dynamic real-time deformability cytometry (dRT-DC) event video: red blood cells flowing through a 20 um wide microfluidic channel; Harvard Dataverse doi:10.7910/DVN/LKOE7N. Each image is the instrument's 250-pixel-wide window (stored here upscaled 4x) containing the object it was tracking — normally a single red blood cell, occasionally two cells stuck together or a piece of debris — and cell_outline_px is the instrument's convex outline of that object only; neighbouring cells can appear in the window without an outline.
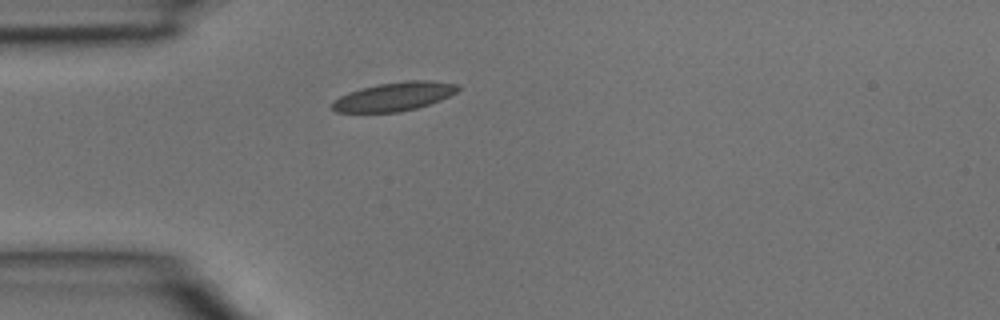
{"species": "common noctule bat (a hibernating species)", "species_latin": "Nyctalus noctula", "temperature_condition": "room temperature", "stored_images_in_passage": 1, "camera_frame_rate_fps": 3000, "um_per_image_px": 0.085, "animal": {"sex": "male", "body_mass_g": 15.6}, "frame": {"image": 1, "passage_image": 1, "time_ms": 0.0, "image_size_px": [1000, 320], "cell_outline_px": [[460, 88], [456, 92], [440, 100], [416, 108], [400, 112], [336, 112], [332, 108], [332, 104], [340, 96], [348, 92], [360, 88], [380, 84], [408, 80], [428, 80], [460, 84]], "centroid_in_image_um": [33.52, 8.2], "position_along_channel_um": 51.5, "area_um2": 20.87}}